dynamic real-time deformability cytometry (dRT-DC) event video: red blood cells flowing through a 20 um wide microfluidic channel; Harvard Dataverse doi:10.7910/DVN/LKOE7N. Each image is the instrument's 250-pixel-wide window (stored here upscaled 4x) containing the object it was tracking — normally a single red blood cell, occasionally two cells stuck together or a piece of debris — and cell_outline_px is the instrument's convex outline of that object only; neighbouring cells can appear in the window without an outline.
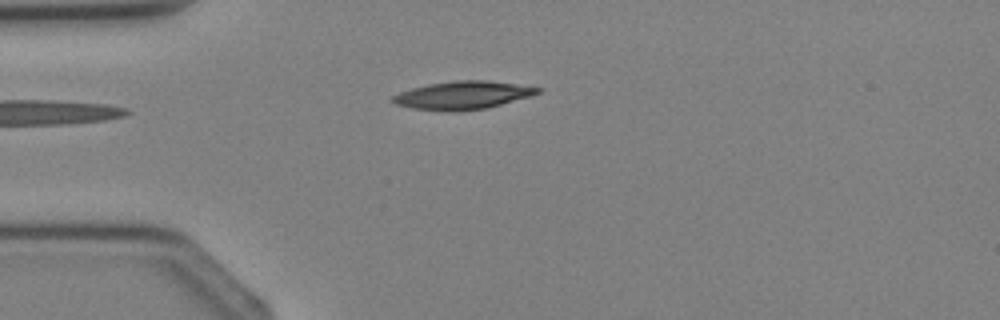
{"species": "Egyptian fruit bat (a non-hibernating species)", "species_latin": "Rousettus aegyptiacus", "temperature_condition": "cold", "stored_images_in_passage": 3, "camera_frame_rate_fps": 3000, "um_per_image_px": 0.085, "animal": {"sex": "female"}, "frame": {"image": 1, "passage_image": 3, "time_ms": 3.333, "image_size_px": [1000, 320], "cell_outline_px": [[544, 88], [540, 92], [532, 96], [488, 108], [452, 112], [448, 112], [412, 108], [396, 104], [388, 100], [392, 96], [400, 92], [412, 88], [428, 84], [456, 80], [488, 80]], "centroid_in_image_um": [39.34, 8.1], "position_along_channel_um": 45.7, "area_um2": 23.99}}